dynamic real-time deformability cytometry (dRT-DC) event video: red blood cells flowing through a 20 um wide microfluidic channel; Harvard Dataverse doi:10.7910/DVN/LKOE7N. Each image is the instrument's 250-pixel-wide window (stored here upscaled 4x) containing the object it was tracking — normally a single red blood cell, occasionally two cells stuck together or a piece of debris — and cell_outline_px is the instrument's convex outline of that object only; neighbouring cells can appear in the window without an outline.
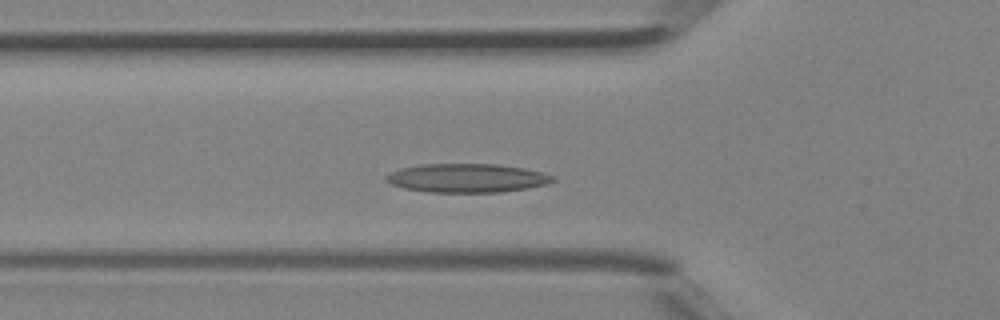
{"species": "Egyptian fruit bat (a non-hibernating species)", "species_latin": "Rousettus aegyptiacus", "temperature_condition": "room temperature", "stored_images_in_passage": 36, "camera_frame_rate_fps": 3000, "um_per_image_px": 0.085, "animal": {"sex": "female"}, "frame": {"image": 1, "passage_image": 9, "time_ms": 2.667, "image_size_px": [1000, 320], "cell_outline_px": [[556, 180], [548, 184], [528, 188], [500, 192], [428, 192], [404, 188], [392, 184], [384, 180], [384, 176], [400, 168], [420, 164], [496, 164], [524, 168], [544, 172], [556, 176]], "centroid_in_image_um": [39.73, 15.13], "position_along_channel_um": 86.1, "area_um2": 28.15}}
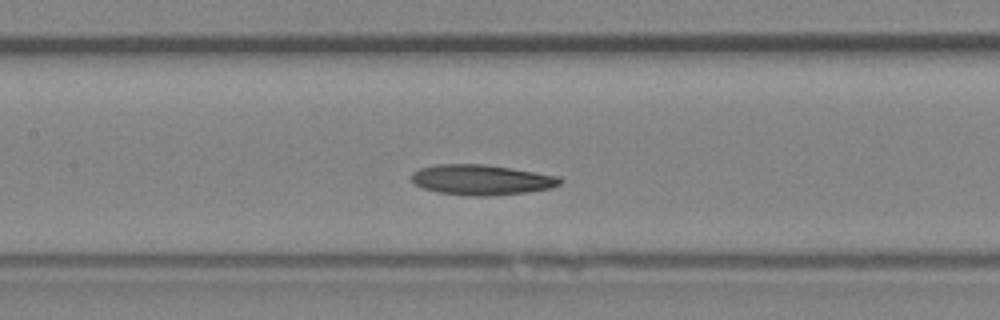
{"frame": {"image": 2, "passage_image": 14, "time_ms": 4.333, "image_size_px": [1000, 320], "cell_outline_px": [[564, 180], [560, 184], [552, 188], [528, 192], [484, 196], [472, 196], [440, 192], [424, 188], [416, 184], [412, 180], [412, 172], [420, 168], [436, 164], [484, 164], [512, 168], [560, 176]], "centroid_in_image_um": [40.98, 15.27], "position_along_channel_um": 166.4, "area_um2": 26.18}}
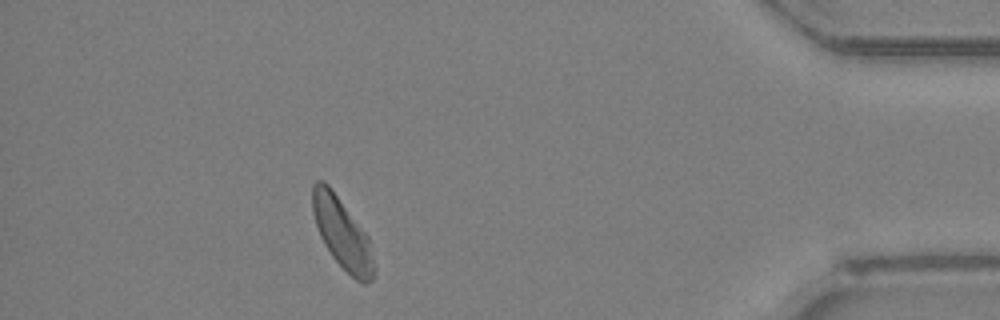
{"frame": {"image": 3, "passage_image": 32, "time_ms": 10.333, "image_size_px": [1000, 320], "cell_outline_px": [[376, 276], [372, 280], [364, 284], [356, 280], [332, 256], [324, 244], [320, 236], [312, 212], [312, 184], [316, 180], [324, 180], [328, 184], [368, 236], [376, 268]], "centroid_in_image_um": [29.09, 19.85], "position_along_channel_um": 406.1, "area_um2": 25.26}}